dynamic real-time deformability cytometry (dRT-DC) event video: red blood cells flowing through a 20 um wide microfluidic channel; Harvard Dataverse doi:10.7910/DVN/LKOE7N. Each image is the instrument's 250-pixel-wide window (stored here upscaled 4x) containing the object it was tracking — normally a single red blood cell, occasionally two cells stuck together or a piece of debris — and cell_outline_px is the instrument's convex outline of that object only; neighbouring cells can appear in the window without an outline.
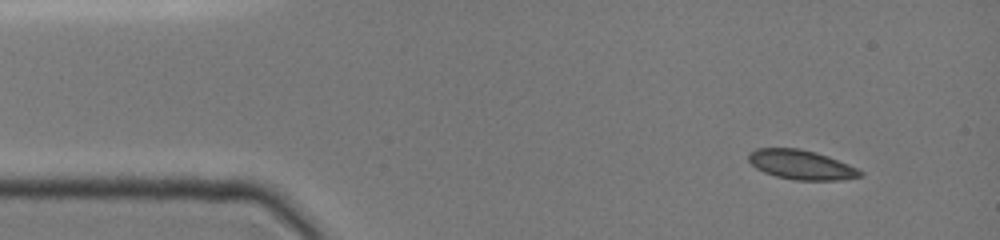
{"species": "common noctule bat (a hibernating species)", "species_latin": "Nyctalus noctula", "temperature_condition": "cold", "stored_images_in_passage": 4, "camera_frame_rate_fps": 3000, "um_per_image_px": 0.085, "animal": {"sex": "female", "body_mass_g": 19.0, "forearm_length_mm": 51.5}, "frame": {"image": 1, "passage_image": 1, "time_ms": 0.0, "image_size_px": [1000, 240], "cell_outline_px": [[864, 172], [860, 176], [836, 180], [796, 180], [776, 176], [764, 172], [756, 168], [748, 160], [748, 156], [756, 148], [800, 148], [816, 152], [828, 156], [856, 168]], "centroid_in_image_um": [68.08, 13.99], "position_along_channel_um": 16.9, "area_um2": 18.9}}
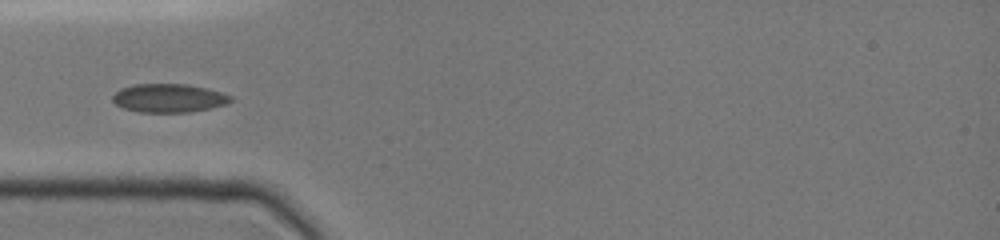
{"frame": {"image": 2, "passage_image": 4, "time_ms": 3.333, "image_size_px": [1000, 240], "cell_outline_px": [[232, 100], [224, 104], [208, 108], [188, 112], [140, 112], [124, 108], [116, 104], [112, 100], [112, 96], [120, 88], [132, 84], [188, 84], [220, 92], [232, 96]], "centroid_in_image_um": [14.29, 8.33], "position_along_channel_um": 70.7, "area_um2": 19.42}}